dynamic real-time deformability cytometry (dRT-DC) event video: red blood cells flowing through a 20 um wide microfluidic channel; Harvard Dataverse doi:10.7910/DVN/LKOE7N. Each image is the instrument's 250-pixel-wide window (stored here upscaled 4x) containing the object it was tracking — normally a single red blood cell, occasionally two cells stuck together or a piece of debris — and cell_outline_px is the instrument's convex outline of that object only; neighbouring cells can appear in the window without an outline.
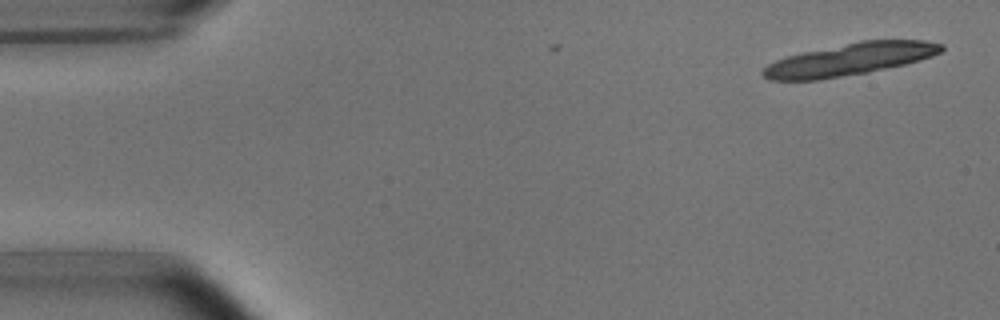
{"species": "common noctule bat (a hibernating species)", "species_latin": "Nyctalus noctula", "temperature_condition": "room temperature", "stored_images_in_passage": 5, "camera_frame_rate_fps": 3000, "um_per_image_px": 0.085, "animal": {"sex": "male", "body_mass_g": 15.6}, "frame": {"image": 1, "passage_image": 1, "time_ms": 0.0, "image_size_px": [1000, 320], "cell_outline_px": [[944, 48], [940, 52], [932, 56], [904, 64], [868, 72], [820, 80], [768, 80], [760, 72], [768, 64], [776, 60], [788, 56], [804, 52], [860, 40], [924, 40], [944, 44]], "centroid_in_image_um": [72.23, 5.04], "position_along_channel_um": 12.8, "area_um2": 33.23}}
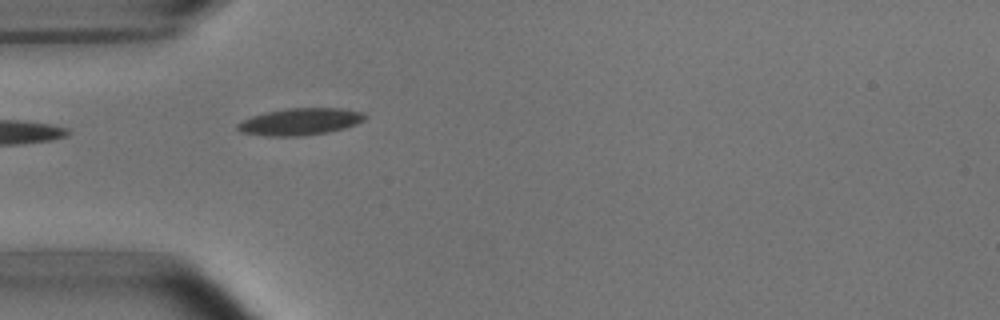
{"frame": {"image": 2, "passage_image": 5, "time_ms": 4.667, "image_size_px": [1000, 320], "cell_outline_px": [[368, 116], [364, 120], [356, 124], [344, 128], [328, 132], [304, 136], [264, 136], [240, 132], [236, 128], [236, 124], [252, 116], [268, 112], [288, 108], [340, 108], [364, 112]], "centroid_in_image_um": [25.53, 10.35], "position_along_channel_um": 59.5, "area_um2": 20.06}}